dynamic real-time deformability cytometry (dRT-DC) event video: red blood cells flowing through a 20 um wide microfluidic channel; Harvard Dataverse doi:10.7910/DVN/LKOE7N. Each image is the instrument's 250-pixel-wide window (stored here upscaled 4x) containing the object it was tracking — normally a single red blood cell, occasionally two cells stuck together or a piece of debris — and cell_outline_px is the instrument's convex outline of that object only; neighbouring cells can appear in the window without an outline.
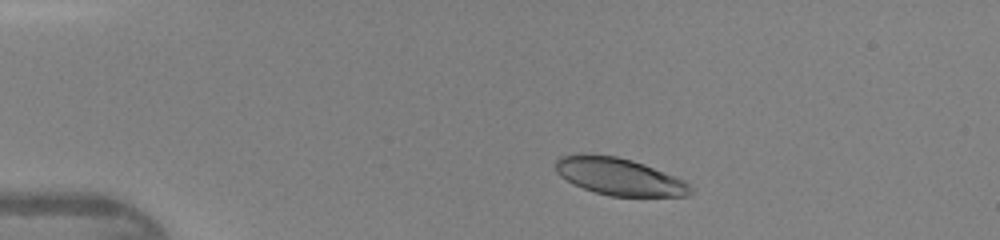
{"species": "human", "species_latin": "Homo sapiens", "temperature_condition": "warm", "stored_images_in_passage": 41, "camera_frame_rate_fps": 3000, "um_per_image_px": 0.085, "donor": {"sex": "female"}, "frame": {"image": 1, "passage_image": 5, "time_ms": 1.333, "image_size_px": [1000, 240], "cell_outline_px": [[696, 188], [688, 196], [608, 196], [584, 188], [560, 176], [556, 172], [556, 160], [560, 156], [580, 152], [584, 152], [616, 156], [632, 160], [644, 164], [684, 180]], "centroid_in_image_um": [52.64, 14.99], "position_along_channel_um": 32.4, "area_um2": 29.48}}
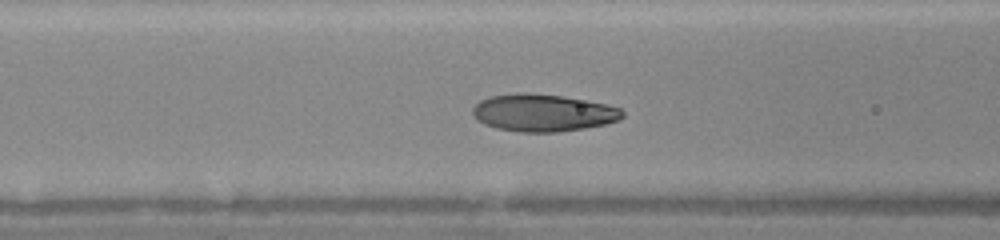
{"frame": {"image": 2, "passage_image": 15, "time_ms": 4.667, "image_size_px": [1000, 240], "cell_outline_px": [[624, 116], [620, 120], [604, 124], [584, 128], [556, 132], [520, 132], [496, 128], [484, 124], [476, 120], [472, 112], [472, 108], [480, 100], [492, 96], [516, 92], [528, 92], [564, 96], [608, 104], [620, 108], [624, 112]], "centroid_in_image_um": [46.15, 9.58], "position_along_channel_um": 120.4, "area_um2": 32.83}}
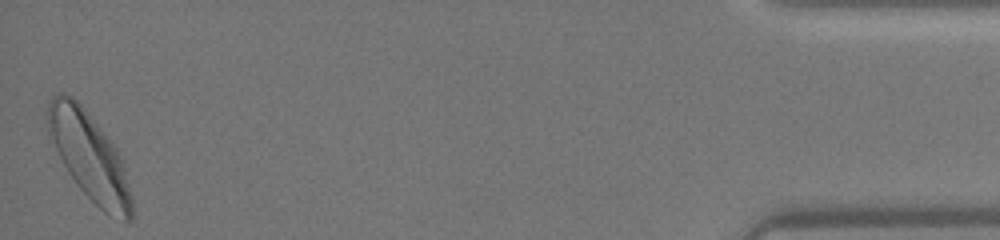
{"frame": {"image": 3, "passage_image": 41, "time_ms": 13.333, "image_size_px": [1000, 240], "cell_outline_px": [[132, 220], [124, 220], [108, 216], [76, 184], [68, 172], [48, 140], [48, 100], [56, 92], [64, 92], [72, 96], [84, 108], [120, 152], [132, 200]], "centroid_in_image_um": [7.56, 13.26], "position_along_channel_um": 427.6, "area_um2": 42.77}}